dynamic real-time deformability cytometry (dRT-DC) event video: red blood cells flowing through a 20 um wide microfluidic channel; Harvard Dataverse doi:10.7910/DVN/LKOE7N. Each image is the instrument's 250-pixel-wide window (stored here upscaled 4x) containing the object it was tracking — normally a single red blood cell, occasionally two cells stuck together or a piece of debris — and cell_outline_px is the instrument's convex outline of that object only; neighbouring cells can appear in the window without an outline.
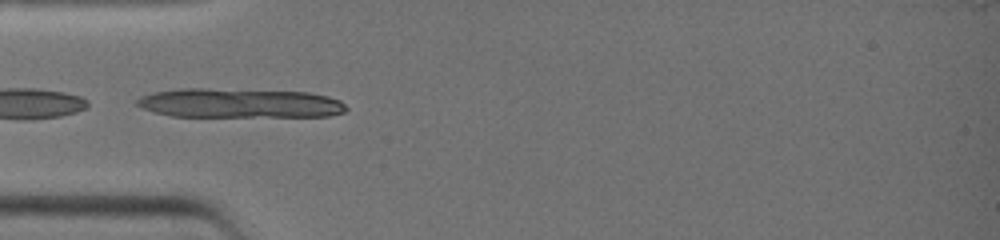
{"species": "common noctule bat (a hibernating species)", "species_latin": "Nyctalus noctula", "temperature_condition": "warm", "stored_images_in_passage": 11, "camera_frame_rate_fps": 3000, "um_per_image_px": 0.085, "animal": {"sex": "female", "body_mass_g": 19.0, "forearm_length_mm": 51.5}, "frame": {"image": 1, "passage_image": 2, "time_ms": 0.333, "image_size_px": [1000, 240], "cell_outline_px": [[348, 108], [344, 112], [328, 116], [172, 116], [152, 112], [136, 104], [136, 100], [140, 96], [152, 92], [180, 88], [208, 88], [308, 92], [328, 96], [340, 100]], "centroid_in_image_um": [20.33, 8.76], "position_along_channel_um": 64.7, "area_um2": 35.95}}